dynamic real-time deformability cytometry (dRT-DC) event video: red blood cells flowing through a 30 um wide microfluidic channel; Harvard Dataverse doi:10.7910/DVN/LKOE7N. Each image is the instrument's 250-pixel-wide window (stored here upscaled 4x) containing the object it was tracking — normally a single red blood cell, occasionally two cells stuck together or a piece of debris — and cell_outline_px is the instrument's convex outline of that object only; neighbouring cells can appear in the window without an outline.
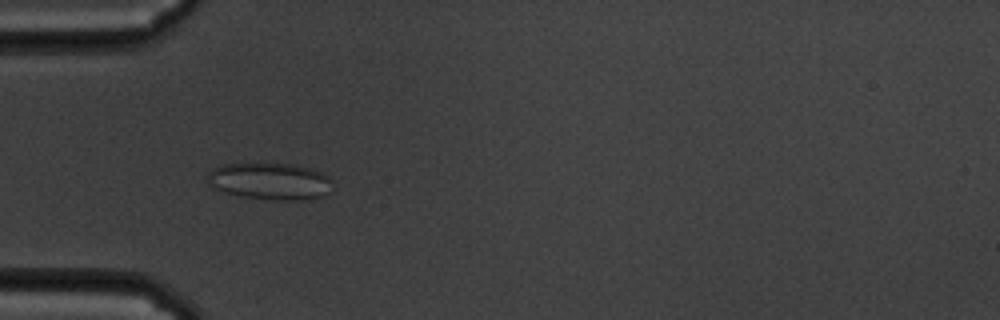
{"species": "common noctule bat (a hibernating species)", "species_latin": "Nyctalus noctula", "temperature_condition": "cold", "stored_images_in_passage": 47, "segment_of_instrument_passage": [1, 2], "camera_frame_rate_fps": 3000, "um_per_image_px": 0.085, "animal": {"sex": "male", "body_mass_g": 19.5, "forearm_length_mm": 54.6}, "frame": {"image": 1, "passage_image": 13, "time_ms": 4.0, "image_size_px": [1000, 320], "cell_outline_px": [[332, 180], [328, 192], [324, 196], [304, 200], [280, 200], [240, 196], [224, 192], [208, 184], [208, 172], [212, 168], [224, 164], [296, 164], [320, 172], [328, 176]], "centroid_in_image_um": [22.95, 15.41], "position_along_channel_um": 62.1, "area_um2": 26.7}}
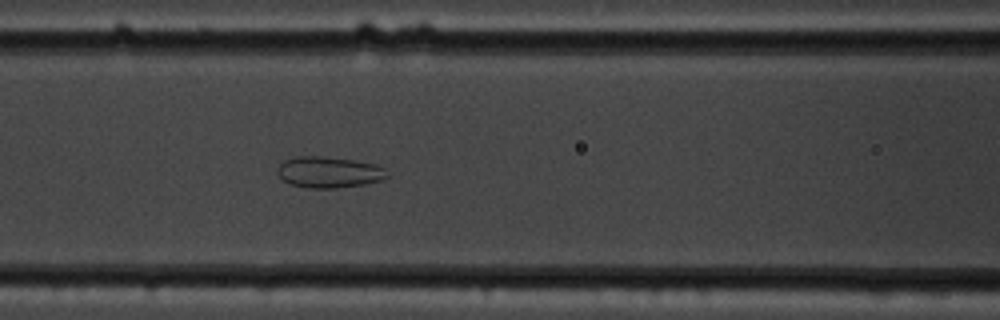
{"frame": {"image": 2, "passage_image": 20, "time_ms": 6.333, "image_size_px": [1000, 320], "cell_outline_px": [[388, 176], [380, 180], [364, 184], [336, 188], [308, 188], [288, 184], [276, 172], [276, 168], [284, 160], [296, 156], [320, 156], [352, 160], [376, 164], [384, 168], [388, 172]], "centroid_in_image_um": [27.92, 14.64], "position_along_channel_um": 138.7, "area_um2": 19.94}}
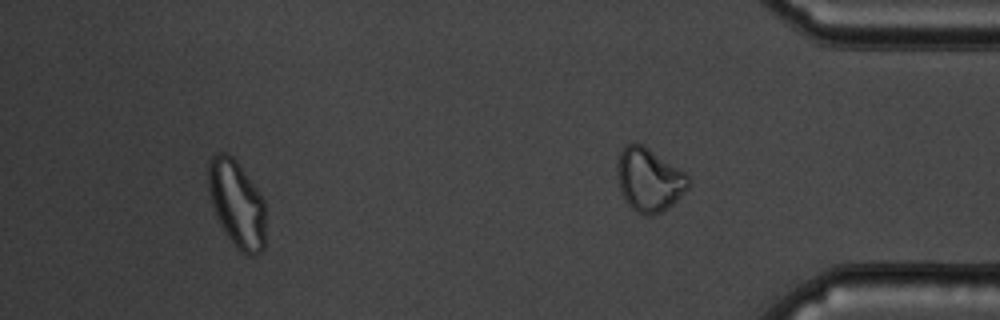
{"frame": {"image": 3, "passage_image": 42, "time_ms": 13.667, "image_size_px": [1000, 320], "cell_outline_px": [[264, 248], [256, 256], [248, 256], [240, 252], [236, 248], [228, 236], [216, 216], [212, 204], [208, 188], [208, 164], [212, 156], [216, 152], [228, 152], [236, 160], [264, 200]], "centroid_in_image_um": [20.12, 17.32], "position_along_channel_um": 415.1, "area_um2": 28.9}}